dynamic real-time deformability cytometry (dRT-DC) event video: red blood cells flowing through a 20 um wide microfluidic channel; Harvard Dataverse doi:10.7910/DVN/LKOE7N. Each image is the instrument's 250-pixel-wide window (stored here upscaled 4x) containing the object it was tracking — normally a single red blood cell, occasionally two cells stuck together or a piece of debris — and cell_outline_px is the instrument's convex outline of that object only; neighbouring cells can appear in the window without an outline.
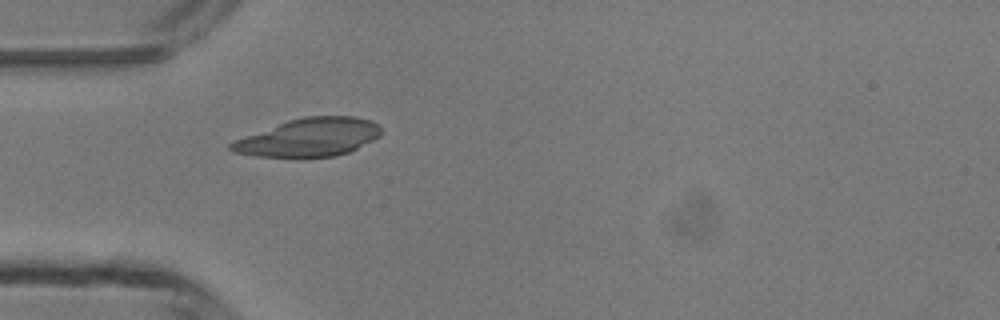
{"species": "common noctule bat (a hibernating species)", "species_latin": "Nyctalus noctula", "temperature_condition": "room temperature", "stored_images_in_passage": 3, "camera_frame_rate_fps": 3000, "um_per_image_px": 0.085, "animal": {"sex": "male", "body_mass_g": 13.3}, "frame": {"image": 1, "passage_image": 3, "time_ms": 3.333, "image_size_px": [1000, 320], "cell_outline_px": [[380, 136], [348, 152], [336, 156], [256, 156], [236, 152], [228, 148], [228, 144], [232, 140], [288, 120], [304, 116], [352, 116], [372, 120], [380, 124]], "centroid_in_image_um": [26.26, 11.65], "position_along_channel_um": 58.7, "area_um2": 33.06}}